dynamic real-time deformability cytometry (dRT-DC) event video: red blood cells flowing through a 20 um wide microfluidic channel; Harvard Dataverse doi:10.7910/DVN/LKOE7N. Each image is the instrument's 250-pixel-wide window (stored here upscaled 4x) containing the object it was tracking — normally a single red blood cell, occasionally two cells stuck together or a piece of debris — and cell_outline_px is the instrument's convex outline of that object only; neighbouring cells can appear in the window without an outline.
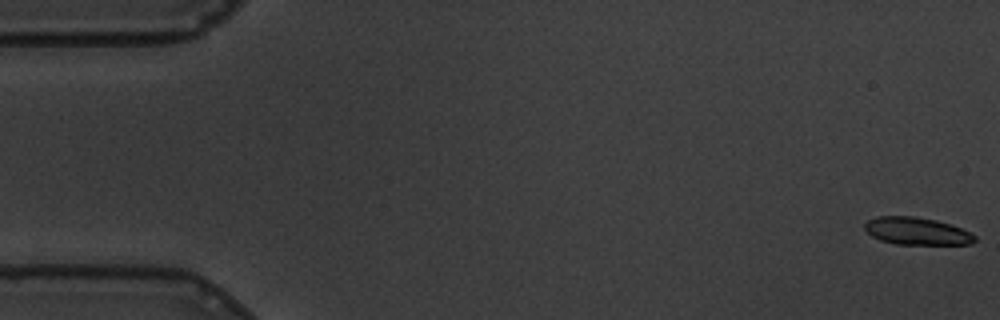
{"species": "common noctule bat (a hibernating species)", "species_latin": "Nyctalus noctula", "temperature_condition": "warm", "stored_images_in_passage": 59, "segment_of_instrument_passage": [1, 2], "camera_frame_rate_fps": 3000, "um_per_image_px": 0.085, "animal": {"sex": "male", "body_mass_g": 19.5, "forearm_length_mm": 54.6}, "frame": {"image": 1, "passage_image": 1, "time_ms": 0.0, "image_size_px": [1000, 320], "cell_outline_px": [[976, 240], [972, 244], [896, 244], [880, 240], [872, 236], [864, 228], [864, 224], [868, 220], [876, 216], [912, 216], [936, 220], [952, 224], [976, 236]], "centroid_in_image_um": [77.91, 19.64], "position_along_channel_um": 7.1, "area_um2": 17.57}}
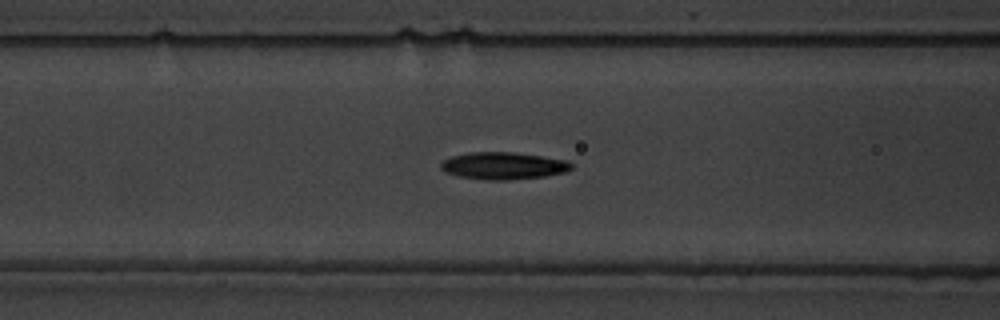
{"frame": {"image": 2, "passage_image": 23, "time_ms": 7.333, "image_size_px": [1000, 320], "cell_outline_px": [[572, 168], [568, 172], [544, 176], [508, 180], [488, 180], [460, 176], [444, 172], [440, 168], [440, 164], [444, 160], [452, 156], [468, 152], [516, 152], [568, 160], [572, 164]], "centroid_in_image_um": [42.81, 14.08], "position_along_channel_um": 123.8, "area_um2": 20.81}}
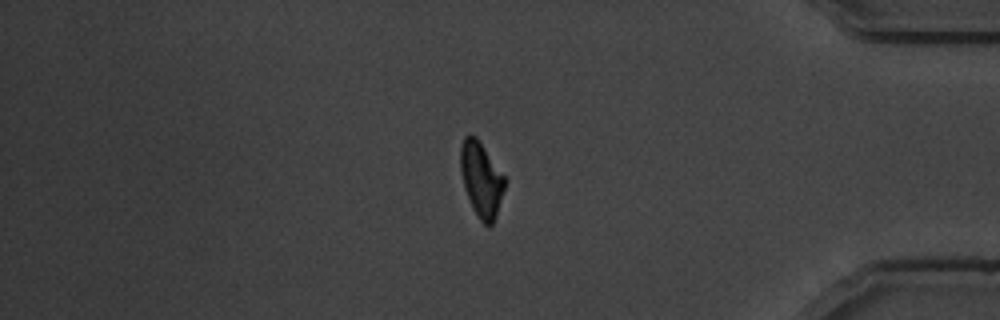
{"frame": {"image": 3, "passage_image": 49, "time_ms": 16.0, "image_size_px": [1000, 320], "cell_outline_px": [[508, 180], [496, 216], [492, 224], [488, 228], [480, 220], [472, 208], [464, 188], [460, 172], [460, 148], [464, 136], [476, 136]], "centroid_in_image_um": [40.92, 15.27], "position_along_channel_um": 394.3, "area_um2": 19.59}}